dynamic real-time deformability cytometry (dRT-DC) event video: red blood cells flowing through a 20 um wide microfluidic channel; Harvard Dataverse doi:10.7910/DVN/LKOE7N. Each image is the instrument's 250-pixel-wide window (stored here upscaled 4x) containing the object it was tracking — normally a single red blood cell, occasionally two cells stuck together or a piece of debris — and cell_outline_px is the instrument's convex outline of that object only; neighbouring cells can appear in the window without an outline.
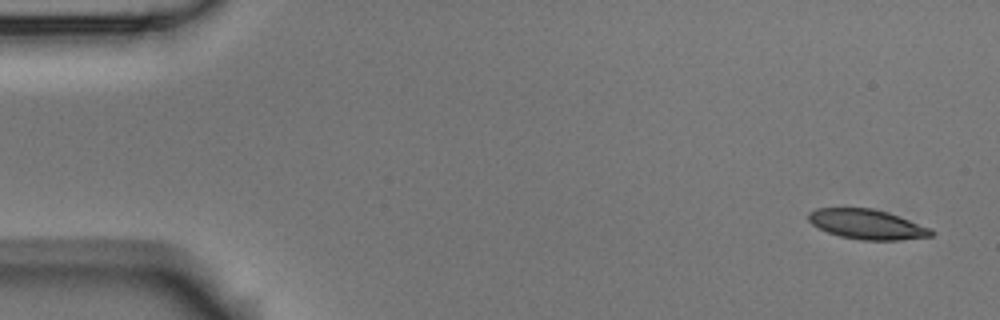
{"species": "Egyptian fruit bat (a non-hibernating species)", "species_latin": "Rousettus aegyptiacus", "temperature_condition": "room temperature", "stored_images_in_passage": 5, "camera_frame_rate_fps": 3000, "um_per_image_px": 0.085, "animal": {"sex": "male"}, "frame": {"image": 1, "passage_image": 1, "time_ms": 0.0, "image_size_px": [1000, 320], "cell_outline_px": [[936, 232], [932, 236], [900, 240], [860, 240], [840, 236], [828, 232], [812, 224], [808, 220], [808, 212], [816, 208], [872, 208], [888, 212], [932, 228]], "centroid_in_image_um": [73.73, 19.06], "position_along_channel_um": 11.3, "area_um2": 21.44}}